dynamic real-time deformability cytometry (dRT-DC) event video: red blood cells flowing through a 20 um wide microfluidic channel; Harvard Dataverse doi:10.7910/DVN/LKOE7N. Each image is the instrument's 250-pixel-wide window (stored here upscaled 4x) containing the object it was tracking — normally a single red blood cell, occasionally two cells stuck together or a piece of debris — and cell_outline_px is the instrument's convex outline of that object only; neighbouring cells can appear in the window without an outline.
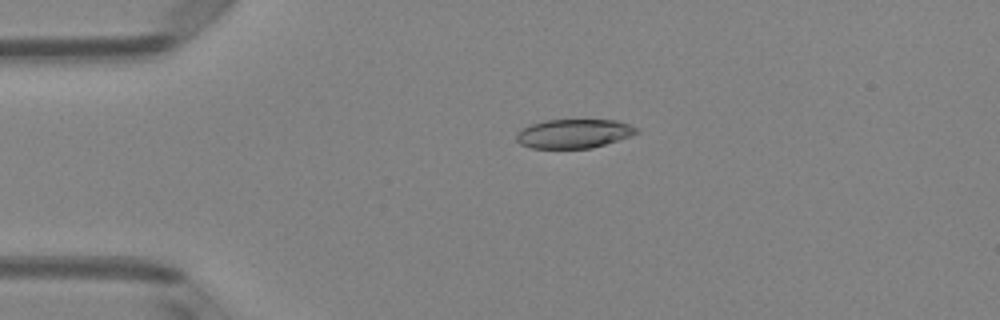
{"species": "Egyptian fruit bat (a non-hibernating species)", "species_latin": "Rousettus aegyptiacus", "temperature_condition": "room temperature", "stored_images_in_passage": 4, "camera_frame_rate_fps": 3000, "um_per_image_px": 0.085, "animal": {"sex": "female"}, "frame": {"image": 1, "passage_image": 3, "time_ms": 0.667, "image_size_px": [1000, 320], "cell_outline_px": [[640, 132], [632, 136], [592, 148], [532, 148], [520, 144], [516, 140], [516, 132], [532, 124], [544, 120], [616, 120], [640, 128]], "centroid_in_image_um": [48.81, 11.36], "position_along_channel_um": 36.2, "area_um2": 20.4}}